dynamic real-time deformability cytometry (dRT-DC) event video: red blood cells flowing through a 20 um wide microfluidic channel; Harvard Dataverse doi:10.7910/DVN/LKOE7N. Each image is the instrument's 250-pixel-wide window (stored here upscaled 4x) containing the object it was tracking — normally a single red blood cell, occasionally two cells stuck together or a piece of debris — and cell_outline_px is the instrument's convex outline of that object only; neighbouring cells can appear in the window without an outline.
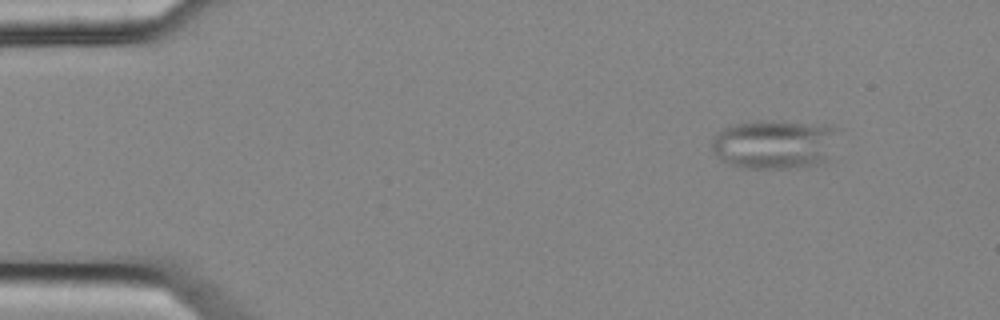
{"species": "common noctule bat (a hibernating species)", "species_latin": "Nyctalus noctula", "temperature_condition": "cold", "stored_images_in_passage": 5, "camera_frame_rate_fps": 3000, "um_per_image_px": 0.085, "animal": {"sex": "female", "body_mass_g": 25.1}, "frame": {"image": 1, "passage_image": 2, "time_ms": 0.333, "image_size_px": [1000, 320], "cell_outline_px": [[836, 160], [824, 164], [804, 168], [744, 168], [728, 164], [720, 160], [712, 152], [712, 136], [720, 128], [752, 120], [772, 120], [832, 124], [836, 128]], "centroid_in_image_um": [65.93, 12.27], "position_along_channel_um": 19.1, "area_um2": 38.26}}